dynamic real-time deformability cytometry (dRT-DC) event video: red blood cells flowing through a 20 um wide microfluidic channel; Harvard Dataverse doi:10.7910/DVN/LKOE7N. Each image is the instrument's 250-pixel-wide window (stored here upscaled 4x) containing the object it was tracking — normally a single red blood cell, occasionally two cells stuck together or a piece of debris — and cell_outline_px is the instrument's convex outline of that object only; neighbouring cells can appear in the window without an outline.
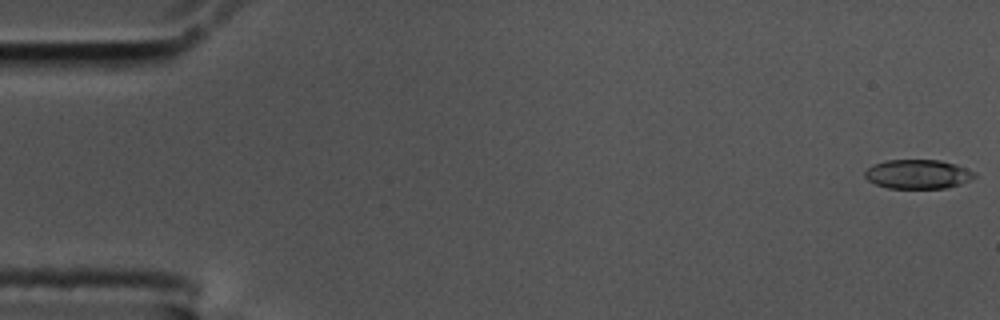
{"species": "common noctule bat (a hibernating species)", "species_latin": "Nyctalus noctula", "temperature_condition": "cold", "stored_images_in_passage": 58, "camera_frame_rate_fps": 3000, "um_per_image_px": 0.085, "animal": {"sex": "male", "body_mass_g": 17.5, "forearm_length_mm": 52.3}, "frame": {"image": 1, "passage_image": 1, "time_ms": 0.0, "image_size_px": [1000, 320], "cell_outline_px": [[976, 176], [960, 184], [944, 188], [888, 188], [876, 184], [868, 180], [864, 176], [864, 172], [872, 164], [884, 160], [940, 160], [956, 164], [976, 172]], "centroid_in_image_um": [78.0, 14.79], "position_along_channel_um": 7.0, "area_um2": 18.67}}
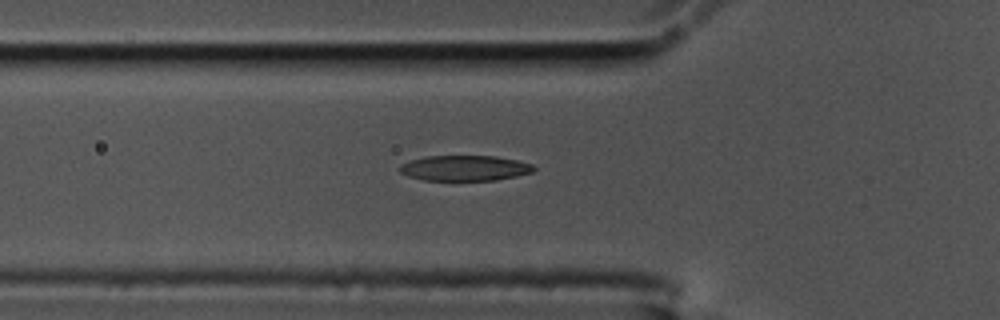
{"frame": {"image": 2, "passage_image": 20, "time_ms": 6.333, "image_size_px": [1000, 320], "cell_outline_px": [[536, 168], [532, 172], [516, 176], [496, 180], [424, 180], [408, 176], [400, 172], [400, 164], [424, 156], [496, 156], [516, 160], [532, 164]], "centroid_in_image_um": [39.5, 14.28], "position_along_channel_um": 86.3, "area_um2": 19.77}}
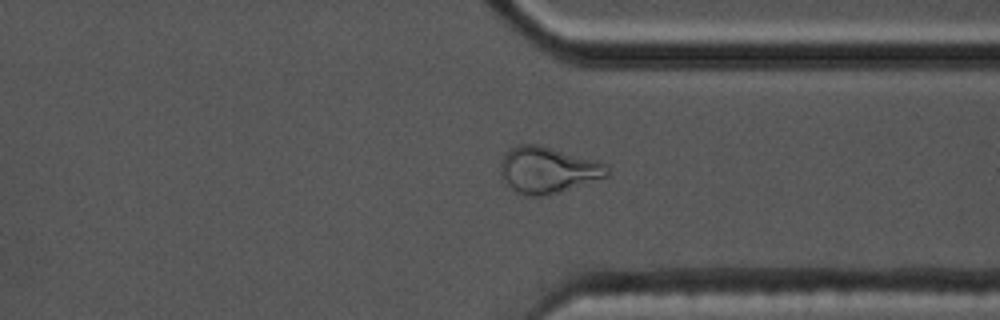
{"frame": {"image": 3, "passage_image": 44, "time_ms": 14.333, "image_size_px": [1000, 320], "cell_outline_px": [[608, 176], [544, 196], [524, 196], [516, 192], [504, 180], [500, 172], [500, 160], [508, 148], [520, 144], [536, 144], [552, 148], [596, 160], [604, 164], [608, 168]], "centroid_in_image_um": [46.5, 14.43], "position_along_channel_um": 364.9, "area_um2": 28.55}, "authors_computed_cell_mechanics": {"area_um2": 20.519, "velocity_mm_per_s": 3.4752, "shape_relaxation_time_tau1_ms": 5.8631, "shape_relaxation_time_tau2_ms": 2.4264, "deformation_change_tau1": 0.2123, "deformation_change_tau2": 0.1036}}